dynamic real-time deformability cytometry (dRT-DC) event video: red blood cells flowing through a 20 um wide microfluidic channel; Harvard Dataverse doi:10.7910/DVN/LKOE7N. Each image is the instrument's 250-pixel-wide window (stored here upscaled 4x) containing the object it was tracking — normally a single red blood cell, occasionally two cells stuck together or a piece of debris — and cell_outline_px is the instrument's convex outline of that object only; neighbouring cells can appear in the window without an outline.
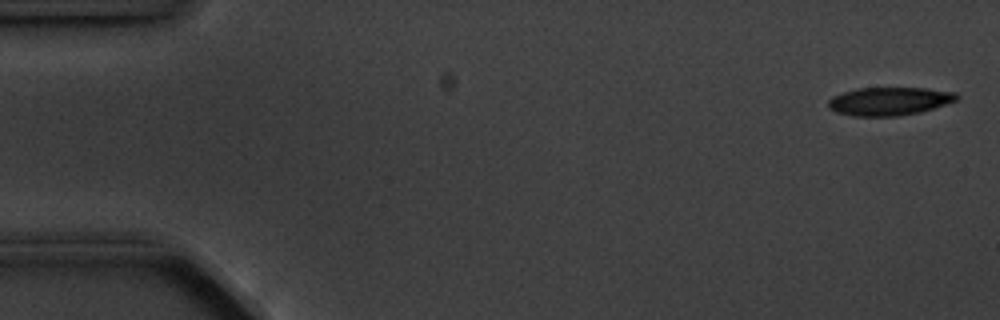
{"species": "common noctule bat (a hibernating species)", "species_latin": "Nyctalus noctula", "temperature_condition": "cold", "stored_images_in_passage": 4, "camera_frame_rate_fps": 3000, "um_per_image_px": 0.085, "animal": {"sex": "male", "body_mass_g": 20.1, "forearm_length_mm": 53.5}, "frame": {"image": 1, "passage_image": 1, "time_ms": 0.0, "image_size_px": [1000, 320], "cell_outline_px": [[960, 96], [956, 100], [932, 108], [916, 112], [896, 116], [852, 116], [836, 112], [828, 108], [828, 100], [832, 96], [856, 88], [924, 88], [956, 92]], "centroid_in_image_um": [75.54, 8.59], "position_along_channel_um": 9.5, "area_um2": 20.92}}
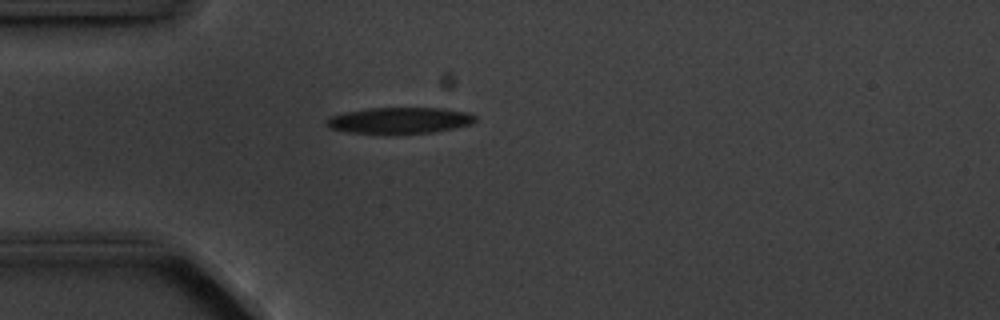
{"frame": {"image": 2, "passage_image": 4, "time_ms": 4.333, "image_size_px": [1000, 320], "cell_outline_px": [[476, 120], [472, 124], [436, 132], [348, 132], [332, 128], [328, 124], [328, 120], [332, 116], [344, 112], [368, 108], [444, 108], [468, 112], [476, 116]], "centroid_in_image_um": [34.07, 10.21], "position_along_channel_um": 50.9, "area_um2": 22.08}}